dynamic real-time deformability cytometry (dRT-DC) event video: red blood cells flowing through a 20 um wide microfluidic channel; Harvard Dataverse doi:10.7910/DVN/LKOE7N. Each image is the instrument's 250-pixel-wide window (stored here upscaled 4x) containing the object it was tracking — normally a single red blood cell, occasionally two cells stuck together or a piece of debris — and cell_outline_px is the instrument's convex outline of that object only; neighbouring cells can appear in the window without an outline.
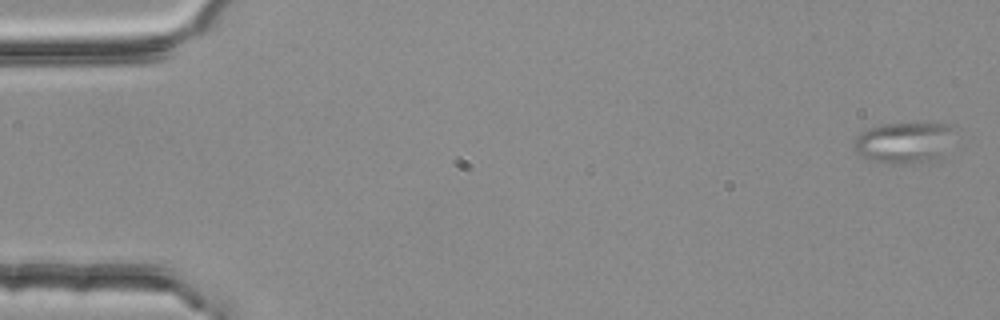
{"species": "common noctule bat (a hibernating species)", "species_latin": "Nyctalus noctula", "temperature_condition": "room temperature", "stored_images_in_passage": 4, "camera_frame_rate_fps": 3000, "um_per_image_px": 0.085, "animal": {"sex": "female", "body_mass_g": 25.1}, "frame": {"image": 1, "passage_image": 1, "time_ms": 0.0, "image_size_px": [1000, 320], "cell_outline_px": [[956, 128], [944, 160], [936, 164], [884, 164], [868, 160], [860, 156], [856, 152], [852, 144], [852, 140], [860, 132], [868, 128], [880, 124], [952, 124]], "centroid_in_image_um": [76.91, 12.19], "position_along_channel_um": 8.1, "area_um2": 25.61}}
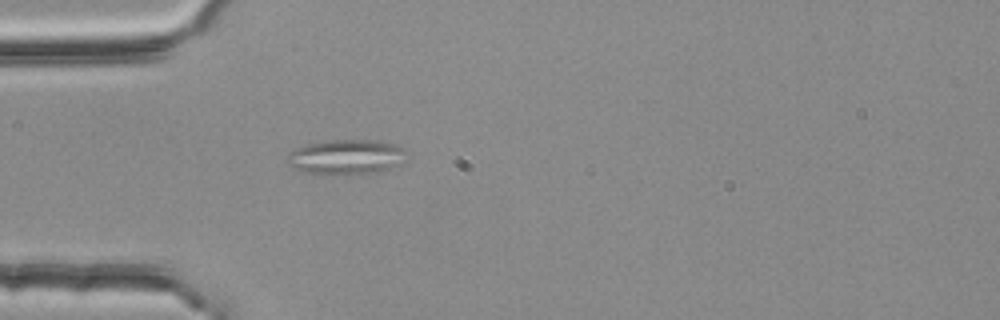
{"frame": {"image": 2, "passage_image": 4, "time_ms": 1.0, "image_size_px": [1000, 320], "cell_outline_px": [[404, 152], [400, 164], [376, 172], [348, 176], [332, 176], [304, 172], [288, 164], [288, 152], [304, 144], [332, 140], [376, 140], [392, 144], [404, 148]], "centroid_in_image_um": [29.36, 13.37], "position_along_channel_um": 55.6, "area_um2": 24.45}}